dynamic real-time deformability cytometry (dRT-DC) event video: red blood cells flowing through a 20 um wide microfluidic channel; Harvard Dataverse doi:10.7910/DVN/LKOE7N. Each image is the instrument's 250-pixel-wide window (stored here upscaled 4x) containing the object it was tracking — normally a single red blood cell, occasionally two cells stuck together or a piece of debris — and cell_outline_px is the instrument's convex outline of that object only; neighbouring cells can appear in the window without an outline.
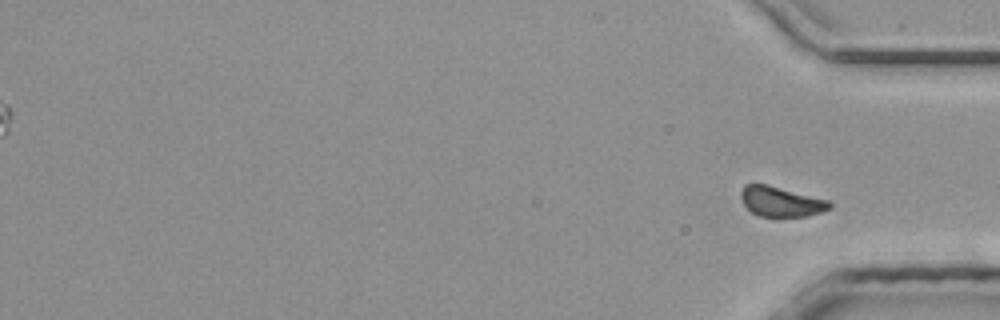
{"species": "common noctule bat (a hibernating species)", "species_latin": "Nyctalus noctula", "temperature_condition": "room temperature", "stored_images_in_passage": 42, "segment_of_instrument_passage": [2, 2], "camera_frame_rate_fps": 3000, "um_per_image_px": 0.085, "animal": {"sex": "male", "body_mass_g": 20.4}, "frame": {"image": 1, "passage_image": 42, "time_ms": 13.667, "image_size_px": [1000, 320], "cell_outline_px": [[832, 208], [808, 216], [776, 220], [760, 216], [752, 212], [744, 204], [740, 196], [740, 192], [744, 184], [752, 180], [768, 184], [828, 200], [832, 204]], "centroid_in_image_um": [66.33, 17.15], "position_along_channel_um": 368.9, "area_um2": 16.47}}